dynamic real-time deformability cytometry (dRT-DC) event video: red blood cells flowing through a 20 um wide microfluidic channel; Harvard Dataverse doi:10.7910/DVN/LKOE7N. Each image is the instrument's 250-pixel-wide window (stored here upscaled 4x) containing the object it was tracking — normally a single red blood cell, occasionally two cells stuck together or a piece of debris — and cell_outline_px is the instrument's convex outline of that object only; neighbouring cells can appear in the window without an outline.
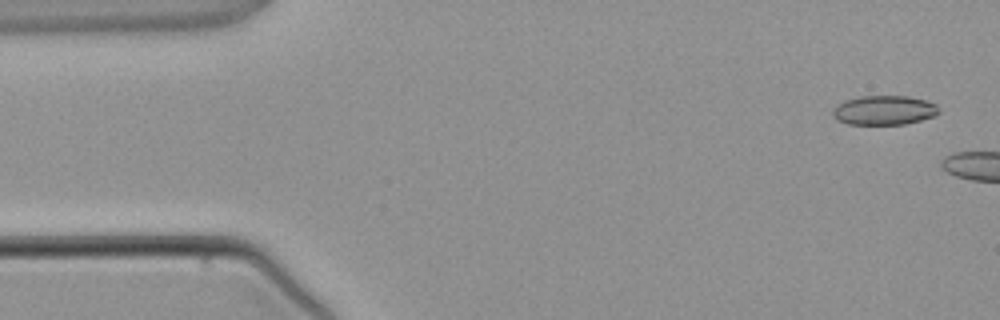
{"species": "common noctule bat (a hibernating species)", "species_latin": "Nyctalus noctula", "temperature_condition": "warm", "stored_images_in_passage": 2, "camera_frame_rate_fps": 3000, "um_per_image_px": 0.085, "animal": {"sex": "male", "body_mass_g": 21.5, "forearm_length_mm": 52.0}, "frame": {"image": 1, "passage_image": 1, "time_ms": 0.0, "image_size_px": [1000, 320], "cell_outline_px": [[940, 112], [936, 116], [904, 124], [848, 124], [836, 120], [832, 116], [832, 108], [844, 100], [860, 96], [908, 96], [924, 100], [936, 104]], "centroid_in_image_um": [75.12, 9.37], "position_along_channel_um": 9.9, "area_um2": 18.26}}